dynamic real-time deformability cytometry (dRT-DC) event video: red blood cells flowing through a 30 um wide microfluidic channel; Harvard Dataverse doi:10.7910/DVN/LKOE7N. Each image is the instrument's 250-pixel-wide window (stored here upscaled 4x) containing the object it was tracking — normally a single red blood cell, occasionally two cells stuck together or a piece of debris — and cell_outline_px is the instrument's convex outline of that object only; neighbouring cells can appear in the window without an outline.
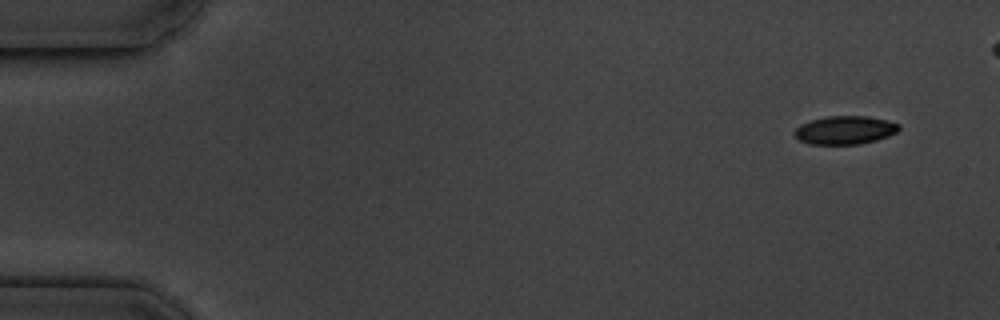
{"species": "common noctule bat (a hibernating species)", "species_latin": "Nyctalus noctula", "temperature_condition": "cold", "stored_images_in_passage": 6, "camera_frame_rate_fps": 3000, "um_per_image_px": 0.085, "animal": {"sex": "male", "body_mass_g": 19.5, "forearm_length_mm": 54.6}, "frame": {"image": 1, "passage_image": 1, "time_ms": 0.0, "image_size_px": [1000, 320], "cell_outline_px": [[900, 128], [896, 132], [888, 136], [876, 140], [860, 144], [812, 144], [800, 140], [792, 132], [800, 124], [812, 120], [828, 116], [868, 116], [888, 120], [900, 124]], "centroid_in_image_um": [71.84, 11.05], "position_along_channel_um": 13.2, "area_um2": 17.22}}